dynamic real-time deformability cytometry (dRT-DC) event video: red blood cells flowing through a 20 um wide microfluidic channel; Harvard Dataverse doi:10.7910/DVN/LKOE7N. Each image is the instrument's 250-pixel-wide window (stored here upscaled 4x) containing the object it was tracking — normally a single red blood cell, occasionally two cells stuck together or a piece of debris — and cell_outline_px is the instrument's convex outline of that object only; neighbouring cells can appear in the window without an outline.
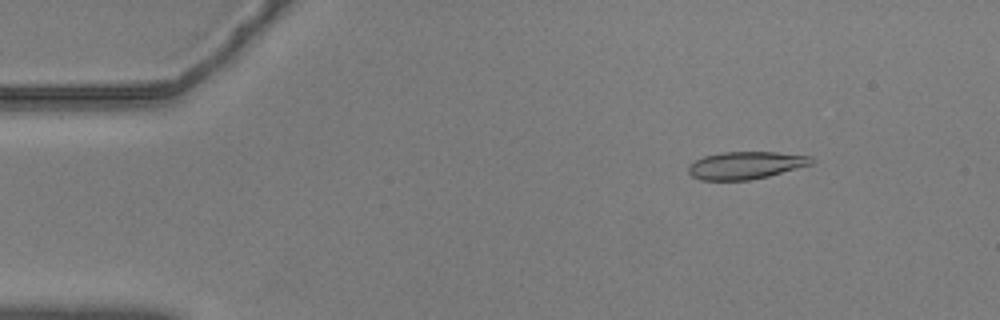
{"species": "common noctule bat (a hibernating species)", "species_latin": "Nyctalus noctula", "temperature_condition": "warm", "stored_images_in_passage": 51, "camera_frame_rate_fps": 3000, "um_per_image_px": 0.085, "animal": {"sex": "male", "body_mass_g": 20.5, "forearm_length_mm": 52.5}, "frame": {"image": 1, "passage_image": 1, "time_ms": 0.0, "image_size_px": [1000, 320], "cell_outline_px": [[816, 160], [812, 164], [768, 176], [748, 180], [700, 180], [692, 176], [688, 172], [688, 164], [704, 156], [720, 152], [776, 152], [812, 156]], "centroid_in_image_um": [63.38, 14.04], "position_along_channel_um": 21.6, "area_um2": 19.77}}
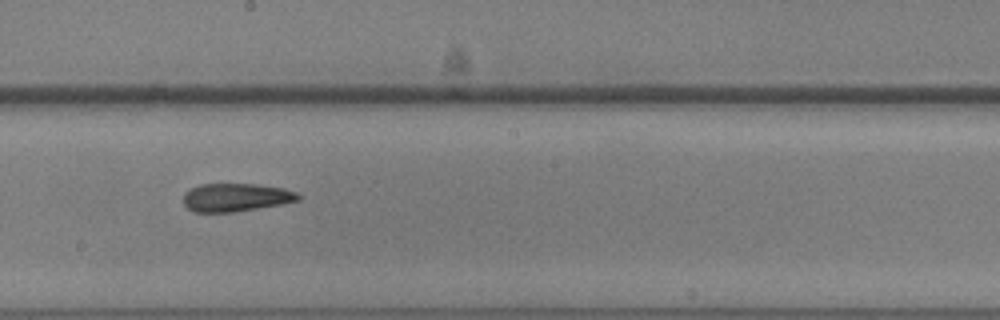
{"frame": {"image": 2, "passage_image": 25, "time_ms": 8.0, "image_size_px": [1000, 320], "cell_outline_px": [[300, 200], [284, 204], [232, 212], [192, 212], [184, 204], [184, 192], [200, 184], [256, 184], [284, 188], [296, 192], [300, 196]], "centroid_in_image_um": [20.06, 16.78], "position_along_channel_um": 228.1, "area_um2": 18.9}}
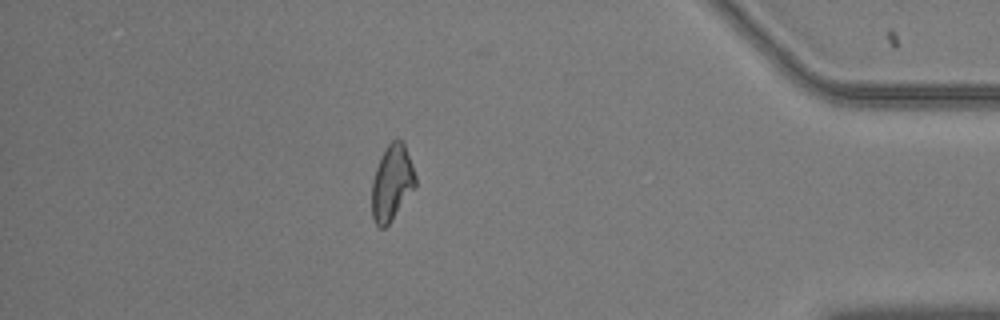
{"frame": {"image": 3, "passage_image": 43, "time_ms": 14.0, "image_size_px": [1000, 320], "cell_outline_px": [[416, 188], [388, 224], [384, 228], [380, 228], [376, 224], [372, 216], [372, 180], [376, 168], [384, 148], [392, 140], [400, 140], [404, 144], [412, 164], [416, 176]], "centroid_in_image_um": [33.31, 15.54], "position_along_channel_um": 401.9, "area_um2": 19.19}, "authors_computed_cell_mechanics": {"area_um2": 19.5364, "velocity_mm_per_s": 3.5738, "shape_relaxation_time_tau1_ms": 6.9629, "shape_relaxation_time_tau2_ms": 4.8145, "deformation_change_tau1": 0.1591, "deformation_change_tau2": 0.1441}}